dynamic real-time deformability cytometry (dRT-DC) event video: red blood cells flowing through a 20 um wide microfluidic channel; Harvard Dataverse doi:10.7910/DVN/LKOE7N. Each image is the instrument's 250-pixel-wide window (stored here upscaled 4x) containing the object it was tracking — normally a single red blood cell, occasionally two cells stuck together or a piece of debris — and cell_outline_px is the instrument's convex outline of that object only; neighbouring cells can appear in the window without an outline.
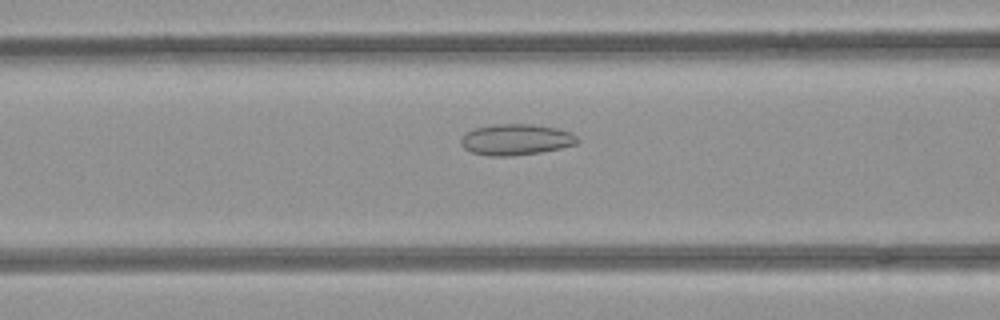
{"species": "common noctule bat (a hibernating species)", "species_latin": "Nyctalus noctula", "temperature_condition": "room temperature", "stored_images_in_passage": 36, "camera_frame_rate_fps": 3000, "um_per_image_px": 0.085, "animal": {"sex": "female", "body_mass_g": 21.9}, "frame": {"image": 1, "passage_image": 14, "time_ms": 4.333, "image_size_px": [1000, 320], "cell_outline_px": [[580, 140], [576, 144], [560, 148], [540, 152], [512, 156], [488, 156], [472, 152], [464, 148], [460, 144], [460, 140], [468, 132], [476, 128], [492, 124], [532, 124], [556, 128], [572, 132]], "centroid_in_image_um": [43.87, 11.86], "position_along_channel_um": 122.7, "area_um2": 21.04}}
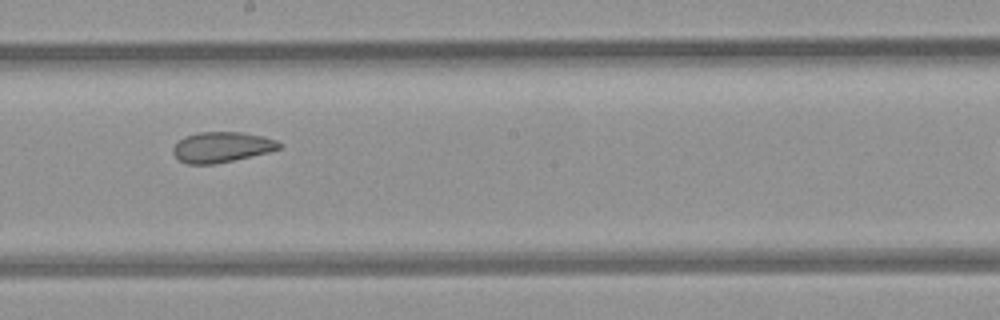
{"frame": {"image": 2, "passage_image": 22, "time_ms": 7.0, "image_size_px": [1000, 320], "cell_outline_px": [[284, 144], [280, 148], [268, 152], [232, 160], [212, 164], [188, 164], [180, 160], [172, 152], [172, 148], [184, 136], [200, 132], [240, 132], [264, 136], [276, 140]], "centroid_in_image_um": [18.86, 12.49], "position_along_channel_um": 229.3, "area_um2": 18.67}}
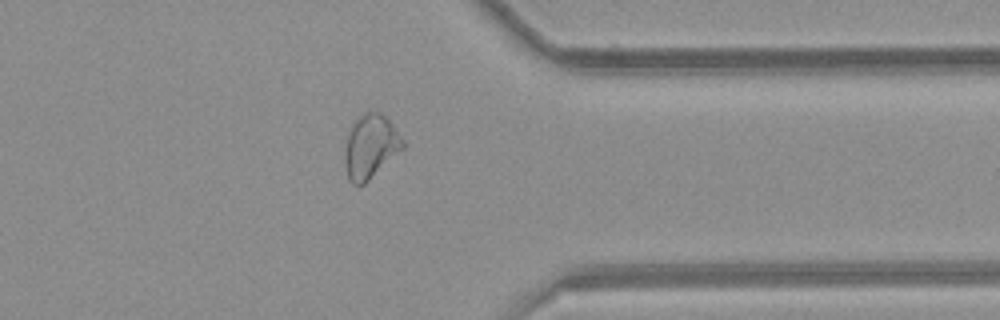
{"frame": {"image": 3, "passage_image": 34, "time_ms": 11.0, "image_size_px": [1000, 320], "cell_outline_px": [[404, 148], [364, 184], [352, 184], [348, 180], [344, 164], [344, 136], [356, 116], [364, 112], [380, 112], [392, 124], [404, 140]], "centroid_in_image_um": [31.43, 12.43], "position_along_channel_um": 380.0, "area_um2": 22.02}}